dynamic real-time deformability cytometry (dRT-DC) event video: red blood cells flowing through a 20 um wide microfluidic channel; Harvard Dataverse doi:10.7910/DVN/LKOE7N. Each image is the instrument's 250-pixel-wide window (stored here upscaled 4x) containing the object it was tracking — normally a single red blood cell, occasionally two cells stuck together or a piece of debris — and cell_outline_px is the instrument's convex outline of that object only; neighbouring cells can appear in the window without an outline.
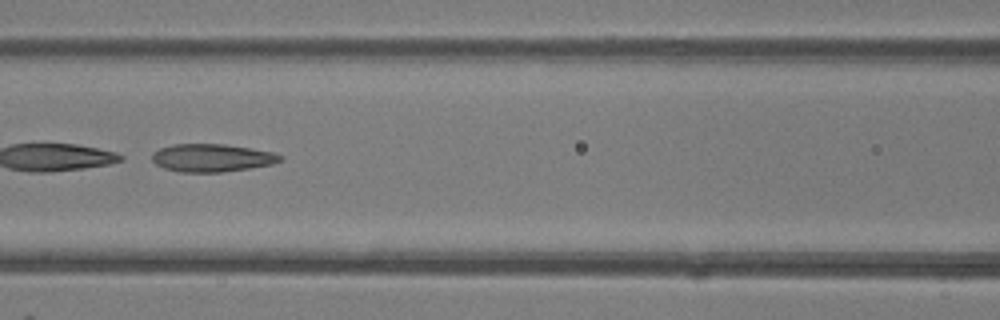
{"species": "common noctule bat (a hibernating species)", "species_latin": "Nyctalus noctula", "temperature_condition": "room temperature", "stored_images_in_passage": 45, "camera_frame_rate_fps": 3000, "um_per_image_px": 0.085, "animal": {"sex": "female"}, "frame": {"image": 1, "passage_image": 20, "time_ms": 6.333, "image_size_px": [1000, 320], "cell_outline_px": [[284, 160], [272, 164], [248, 168], [220, 172], [180, 172], [164, 168], [156, 164], [152, 160], [152, 152], [160, 148], [176, 144], [224, 144], [272, 152], [284, 156]], "centroid_in_image_um": [18.01, 13.42], "position_along_channel_um": 148.6, "area_um2": 20.69}}
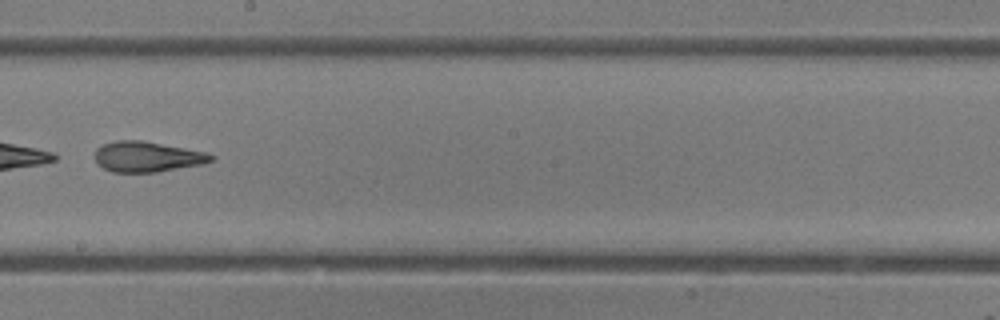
{"frame": {"image": 2, "passage_image": 26, "time_ms": 8.333, "image_size_px": [1000, 320], "cell_outline_px": [[216, 160], [204, 164], [156, 172], [112, 172], [96, 164], [96, 148], [104, 144], [116, 140], [140, 140], [204, 152], [216, 156]], "centroid_in_image_um": [12.52, 13.33], "position_along_channel_um": 235.7, "area_um2": 20.52}}